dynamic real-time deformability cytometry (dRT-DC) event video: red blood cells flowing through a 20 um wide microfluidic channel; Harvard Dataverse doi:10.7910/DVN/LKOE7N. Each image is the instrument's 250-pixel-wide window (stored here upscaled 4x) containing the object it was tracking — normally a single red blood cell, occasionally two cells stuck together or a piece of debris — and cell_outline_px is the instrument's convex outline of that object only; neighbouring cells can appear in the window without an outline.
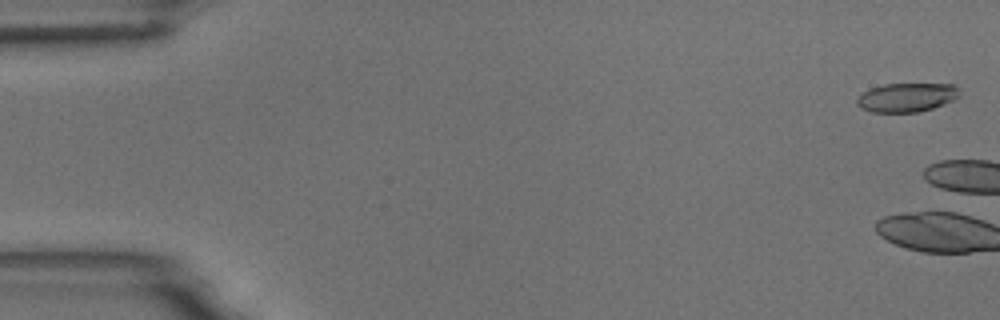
{"species": "common noctule bat (a hibernating species)", "species_latin": "Nyctalus noctula", "temperature_condition": "room temperature", "stored_images_in_passage": 5, "camera_frame_rate_fps": 3000, "um_per_image_px": 0.085, "animal": {"sex": "male", "body_mass_g": 18.8}, "frame": {"image": 1, "passage_image": 1, "time_ms": 0.0, "image_size_px": [1000, 320], "cell_outline_px": [[960, 96], [944, 104], [932, 108], [916, 112], [872, 112], [860, 108], [856, 104], [856, 100], [864, 92], [872, 88], [884, 84], [952, 84], [960, 88]], "centroid_in_image_um": [77.09, 8.28], "position_along_channel_um": 7.9, "area_um2": 17.22}}